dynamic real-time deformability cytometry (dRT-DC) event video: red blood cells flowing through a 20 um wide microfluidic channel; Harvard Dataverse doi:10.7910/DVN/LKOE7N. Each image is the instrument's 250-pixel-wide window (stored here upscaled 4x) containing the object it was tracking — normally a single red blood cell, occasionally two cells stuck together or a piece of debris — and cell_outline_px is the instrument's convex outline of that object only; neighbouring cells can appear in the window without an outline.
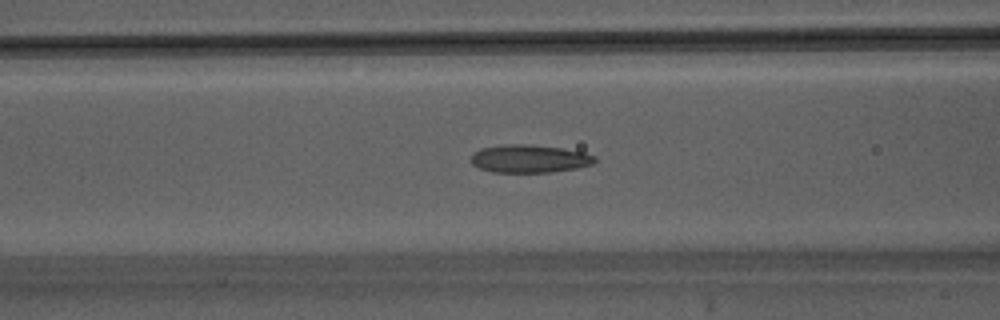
{"species": "Egyptian fruit bat (a non-hibernating species)", "species_latin": "Rousettus aegyptiacus", "temperature_condition": "warm", "stored_images_in_passage": 45, "camera_frame_rate_fps": 3000, "um_per_image_px": 0.085, "animal": {"sex": "male"}, "frame": {"image": 1, "passage_image": 19, "time_ms": 6.0, "image_size_px": [1000, 320], "cell_outline_px": [[596, 160], [592, 164], [576, 168], [552, 172], [492, 172], [480, 168], [472, 164], [472, 152], [480, 148], [504, 144], [532, 144], [560, 148], [584, 152], [596, 156]], "centroid_in_image_um": [44.99, 13.48], "position_along_channel_um": 121.6, "area_um2": 20.23}}
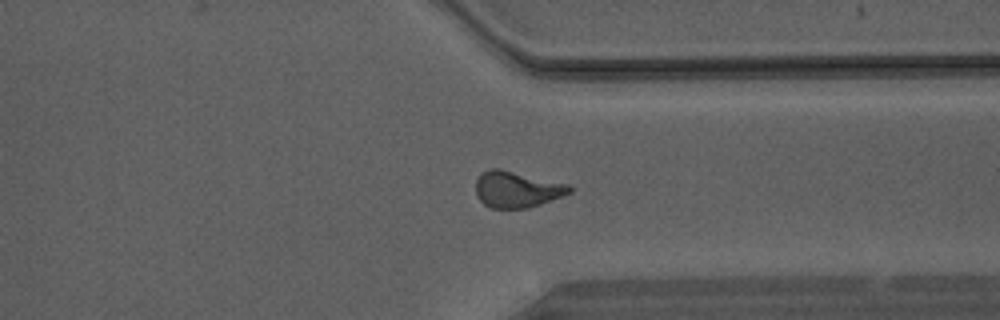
{"frame": {"image": 2, "passage_image": 35, "time_ms": 11.333, "image_size_px": [1000, 320], "cell_outline_px": [[572, 192], [564, 196], [528, 208], [492, 208], [484, 204], [476, 196], [476, 180], [480, 172], [488, 168], [500, 168], [568, 184], [572, 188]], "centroid_in_image_um": [43.92, 16.08], "position_along_channel_um": 367.5, "area_um2": 20.0}}
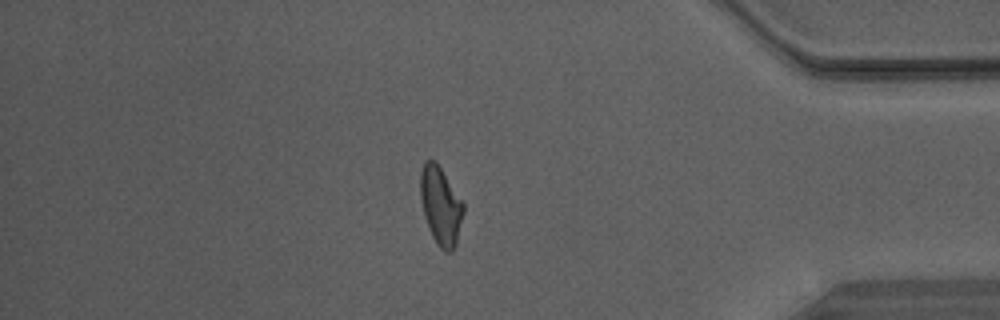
{"frame": {"image": 3, "passage_image": 39, "time_ms": 12.667, "image_size_px": [1000, 320], "cell_outline_px": [[464, 212], [456, 244], [452, 252], [444, 252], [436, 244], [428, 228], [424, 216], [420, 196], [420, 172], [424, 160], [436, 160], [464, 204]], "centroid_in_image_um": [37.45, 17.49], "position_along_channel_um": 397.8, "area_um2": 19.77}}